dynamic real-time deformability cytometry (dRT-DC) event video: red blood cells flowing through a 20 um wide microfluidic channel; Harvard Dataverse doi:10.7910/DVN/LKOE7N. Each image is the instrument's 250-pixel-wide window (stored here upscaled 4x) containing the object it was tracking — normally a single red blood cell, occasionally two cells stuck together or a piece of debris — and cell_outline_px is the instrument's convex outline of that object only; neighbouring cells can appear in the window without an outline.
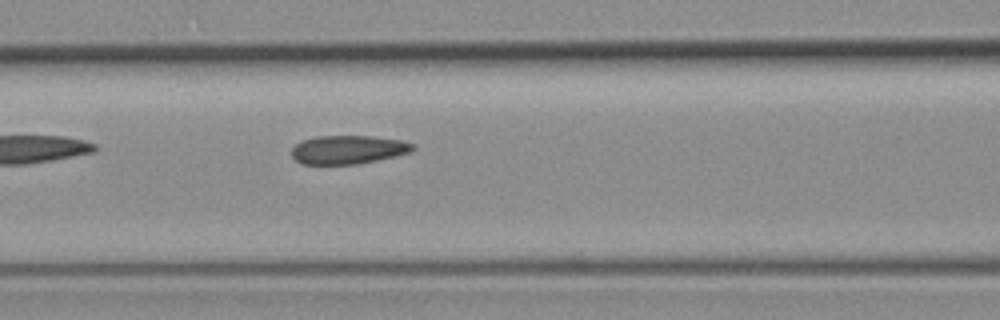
{"species": "common noctule bat (a hibernating species)", "species_latin": "Nyctalus noctula", "temperature_condition": "room temperature", "stored_images_in_passage": 4, "camera_frame_rate_fps": 3000, "um_per_image_px": 0.085, "animal": {"sex": "female", "body_mass_g": 19.3, "forearm_length_mm": 54.1}, "frame": {"image": 1, "passage_image": 4, "time_ms": 3.667, "image_size_px": [1000, 320], "cell_outline_px": [[416, 148], [412, 152], [376, 160], [356, 164], [300, 164], [292, 156], [292, 148], [296, 144], [304, 140], [316, 136], [372, 136], [404, 140], [412, 144]], "centroid_in_image_um": [29.61, 12.71], "position_along_channel_um": 137.0, "area_um2": 20.17}}